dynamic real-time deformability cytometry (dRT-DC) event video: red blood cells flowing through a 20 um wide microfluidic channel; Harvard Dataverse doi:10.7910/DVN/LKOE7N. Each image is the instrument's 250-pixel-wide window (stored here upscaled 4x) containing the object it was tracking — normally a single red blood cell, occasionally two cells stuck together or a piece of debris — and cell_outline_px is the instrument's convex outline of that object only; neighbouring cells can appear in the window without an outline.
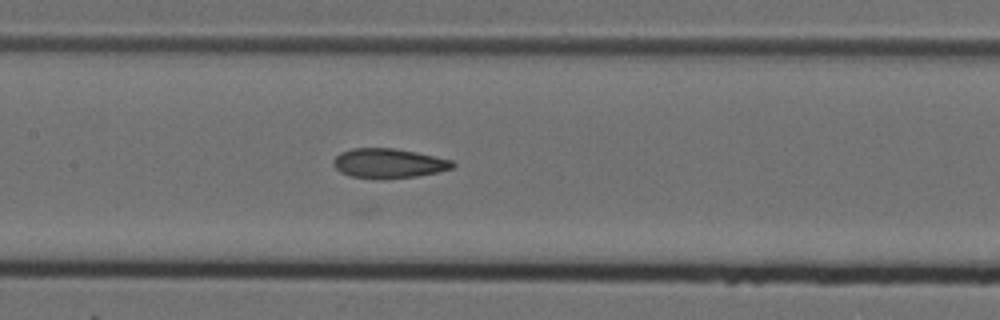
{"species": "Egyptian fruit bat (a non-hibernating species)", "species_latin": "Rousettus aegyptiacus", "temperature_condition": "cold", "stored_images_in_passage": 5, "camera_frame_rate_fps": 3000, "um_per_image_px": 0.085, "animal": {"sex": "female"}, "frame": {"image": 1, "passage_image": 5, "time_ms": 1.333, "image_size_px": [1000, 320], "cell_outline_px": [[456, 164], [452, 168], [440, 172], [416, 176], [384, 180], [380, 180], [352, 176], [340, 172], [332, 164], [332, 160], [340, 152], [352, 148], [396, 148], [416, 152], [452, 160]], "centroid_in_image_um": [33.02, 13.89], "position_along_channel_um": 174.4, "area_um2": 20.87}}